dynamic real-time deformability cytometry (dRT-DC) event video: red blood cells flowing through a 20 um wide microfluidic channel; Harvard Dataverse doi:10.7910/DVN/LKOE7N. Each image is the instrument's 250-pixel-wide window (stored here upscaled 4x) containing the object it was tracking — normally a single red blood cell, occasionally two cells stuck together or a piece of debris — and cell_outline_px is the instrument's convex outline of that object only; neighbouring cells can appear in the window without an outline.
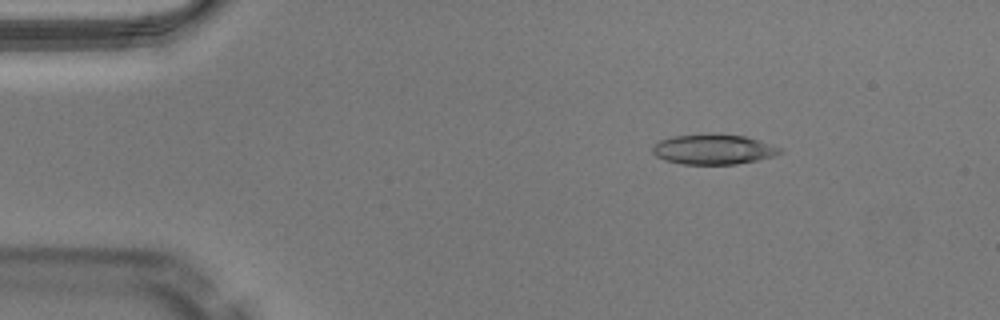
{"species": "Egyptian fruit bat (a non-hibernating species)", "species_latin": "Rousettus aegyptiacus", "temperature_condition": "warm", "stored_images_in_passage": 49, "camera_frame_rate_fps": 3000, "um_per_image_px": 0.085, "animal": {"sex": "male"}, "frame": {"image": 1, "passage_image": 7, "time_ms": 2.0, "image_size_px": [1000, 320], "cell_outline_px": [[784, 152], [772, 156], [756, 160], [736, 164], [680, 164], [664, 160], [656, 156], [652, 152], [652, 148], [660, 140], [672, 136], [708, 132], [744, 136], [780, 148]], "centroid_in_image_um": [60.58, 12.68], "position_along_channel_um": 24.4, "area_um2": 22.43}}
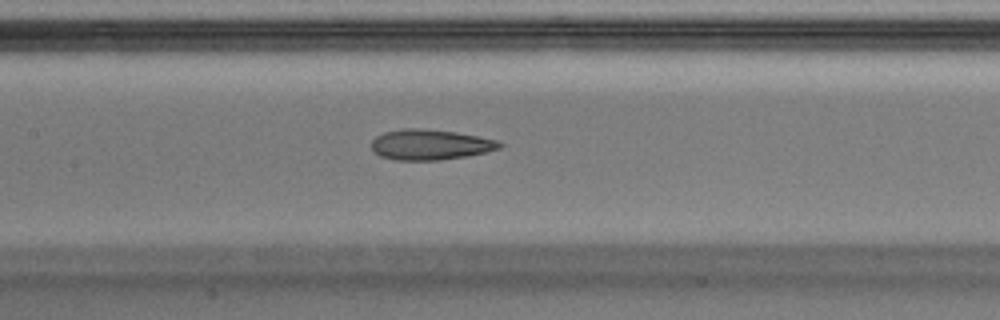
{"frame": {"image": 2, "passage_image": 23, "time_ms": 7.333, "image_size_px": [1000, 320], "cell_outline_px": [[504, 144], [500, 148], [468, 156], [440, 160], [392, 160], [380, 156], [372, 148], [372, 140], [376, 136], [384, 132], [404, 128], [416, 128], [456, 132], [480, 136], [496, 140]], "centroid_in_image_um": [36.57, 12.29], "position_along_channel_um": 170.8, "area_um2": 22.72}}
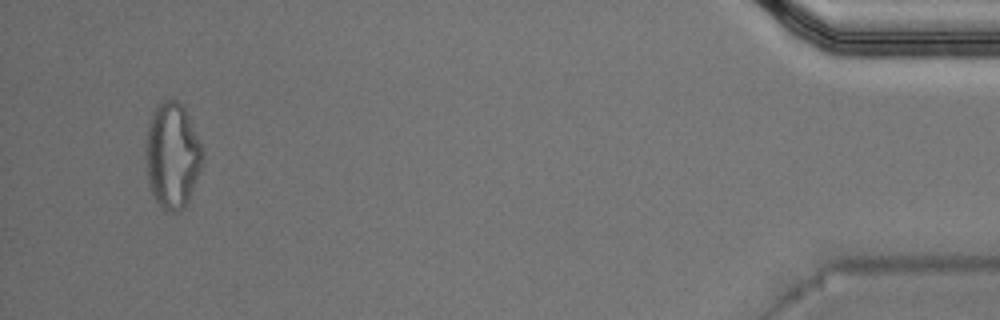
{"frame": {"image": 3, "passage_image": 47, "time_ms": 15.333, "image_size_px": [1000, 320], "cell_outline_px": [[204, 156], [200, 172], [188, 200], [184, 208], [176, 212], [172, 212], [164, 208], [152, 196], [148, 180], [144, 152], [144, 144], [148, 124], [152, 112], [156, 104], [164, 100], [176, 100], [184, 108], [188, 116], [204, 152]], "centroid_in_image_um": [14.62, 13.21], "position_along_channel_um": 420.6, "area_um2": 35.2}, "authors_computed_cell_mechanics": {"area_um2": 23.12, "velocity_mm_per_s": 4.0655, "shape_relaxation_time_tau1_ms": null, "shape_relaxation_time_tau2_ms": 2.9732, "deformation_change_tau1": null, "deformation_change_tau2": 0.1318}}